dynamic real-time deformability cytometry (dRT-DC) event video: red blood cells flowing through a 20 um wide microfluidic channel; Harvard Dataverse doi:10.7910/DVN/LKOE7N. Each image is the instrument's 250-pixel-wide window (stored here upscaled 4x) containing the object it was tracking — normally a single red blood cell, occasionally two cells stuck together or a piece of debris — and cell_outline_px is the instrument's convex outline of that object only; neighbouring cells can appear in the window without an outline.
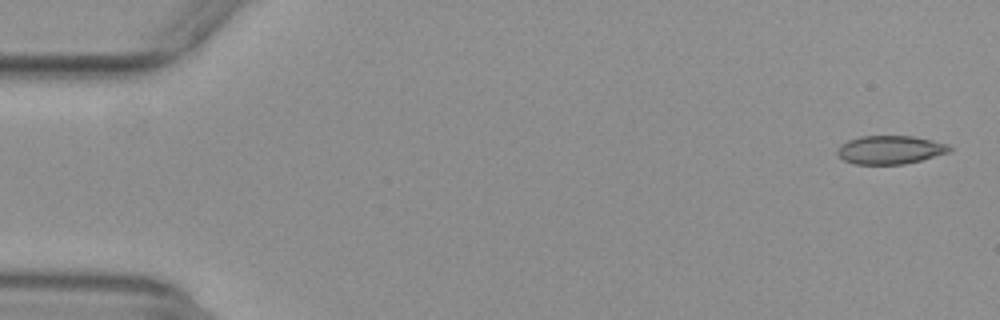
{"species": "common noctule bat (a hibernating species)", "species_latin": "Nyctalus noctula", "temperature_condition": "warm", "stored_images_in_passage": 54, "segment_of_instrument_passage": [1, 2], "camera_frame_rate_fps": 3000, "um_per_image_px": 0.085, "animal": {"sex": "female", "body_mass_g": 29.2, "forearm_length_mm": 56.3}, "frame": {"image": 1, "passage_image": 2, "time_ms": 0.333, "image_size_px": [1000, 320], "cell_outline_px": [[952, 148], [948, 152], [920, 160], [904, 164], [852, 164], [844, 160], [836, 152], [836, 148], [840, 144], [848, 140], [860, 136], [912, 136], [932, 140], [948, 144]], "centroid_in_image_um": [75.61, 12.73], "position_along_channel_um": 9.4, "area_um2": 18.55}}
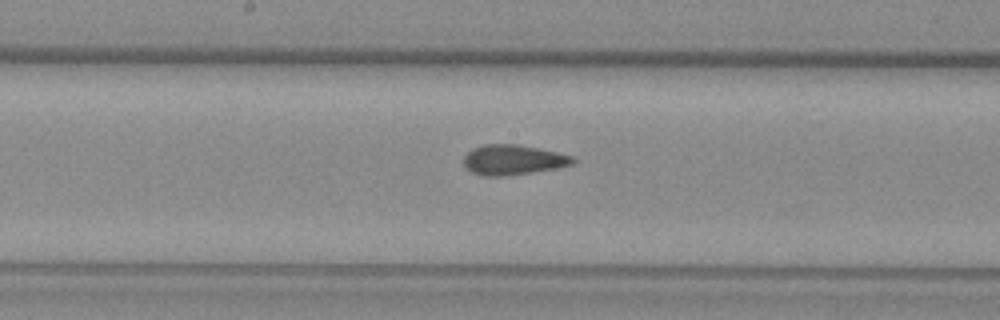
{"frame": {"image": 2, "passage_image": 28, "time_ms": 9.0, "image_size_px": [1000, 320], "cell_outline_px": [[576, 160], [572, 164], [560, 168], [504, 176], [484, 176], [472, 172], [464, 168], [464, 156], [472, 148], [484, 144], [516, 144], [576, 156]], "centroid_in_image_um": [43.61, 13.59], "position_along_channel_um": 204.6, "area_um2": 19.25}}
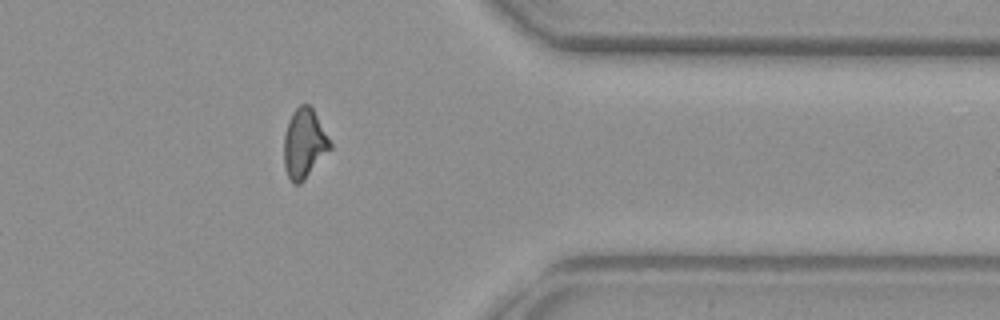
{"frame": {"image": 3, "passage_image": 43, "time_ms": 14.0, "image_size_px": [1000, 320], "cell_outline_px": [[332, 148], [304, 180], [300, 184], [292, 184], [284, 168], [284, 136], [288, 120], [292, 112], [300, 104], [308, 104], [312, 108], [332, 144]], "centroid_in_image_um": [25.84, 12.22], "position_along_channel_um": 385.6, "area_um2": 18.67}}